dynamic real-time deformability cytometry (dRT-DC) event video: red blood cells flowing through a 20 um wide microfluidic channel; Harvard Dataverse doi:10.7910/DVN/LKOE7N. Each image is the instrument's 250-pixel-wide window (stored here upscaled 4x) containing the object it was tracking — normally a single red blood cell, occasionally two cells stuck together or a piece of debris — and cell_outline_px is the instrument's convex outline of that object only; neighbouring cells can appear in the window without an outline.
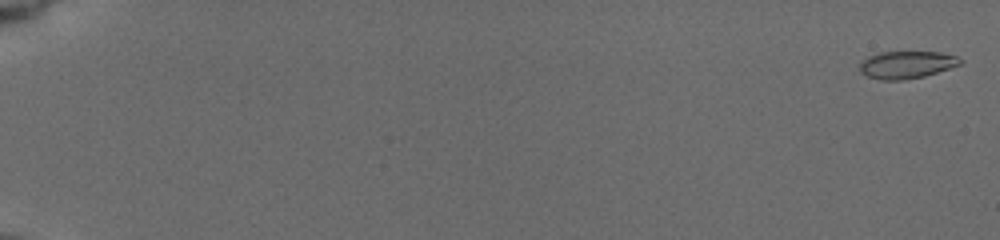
{"species": "common noctule bat (a hibernating species)", "species_latin": "Nyctalus noctula", "temperature_condition": "cold", "stored_images_in_passage": 58, "camera_frame_rate_fps": 3000, "um_per_image_px": 0.085, "animal": {"sex": "female", "body_mass_g": 19.5, "forearm_length_mm": 54.1}, "frame": {"image": 1, "passage_image": 2, "time_ms": 0.333, "image_size_px": [1000, 240], "cell_outline_px": [[964, 60], [960, 64], [924, 76], [904, 80], [880, 80], [868, 76], [860, 72], [860, 60], [868, 56], [880, 52], [940, 52], [956, 56]], "centroid_in_image_um": [77.02, 5.5], "position_along_channel_um": 8.0, "area_um2": 16.01}}
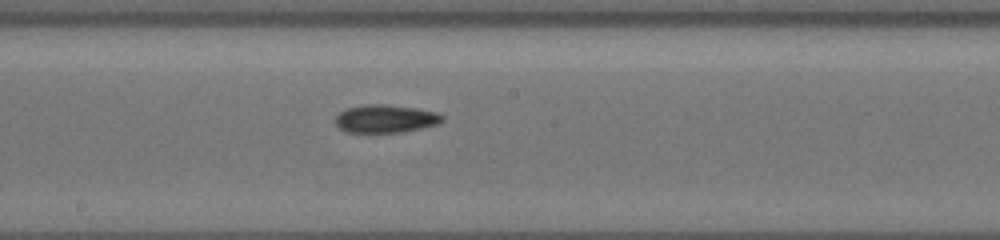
{"frame": {"image": 2, "passage_image": 35, "time_ms": 11.333, "image_size_px": [1000, 240], "cell_outline_px": [[444, 120], [440, 124], [400, 132], [348, 132], [340, 128], [336, 124], [336, 116], [344, 108], [364, 104], [384, 104], [416, 108], [436, 112], [444, 116]], "centroid_in_image_um": [32.78, 10.08], "position_along_channel_um": 215.4, "area_um2": 17.46}}
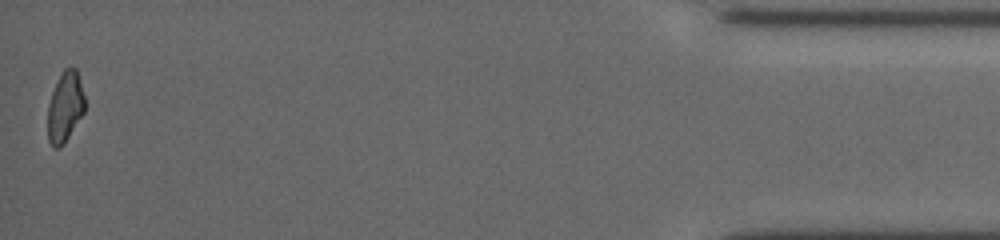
{"frame": {"image": 3, "passage_image": 58, "time_ms": 19.0, "image_size_px": [1000, 240], "cell_outline_px": [[84, 112], [64, 144], [60, 148], [52, 148], [48, 140], [48, 104], [52, 92], [64, 68], [76, 68], [84, 96]], "centroid_in_image_um": [5.52, 9.14], "position_along_channel_um": 429.7, "area_um2": 15.03}, "authors_computed_cell_mechanics": {"area_um2": 16.6175, "velocity_mm_per_s": 3.7714, "shape_relaxation_time_tau1_ms": null, "shape_relaxation_time_tau2_ms": 9.3527, "deformation_change_tau1": null, "deformation_change_tau2": 0.1531}}